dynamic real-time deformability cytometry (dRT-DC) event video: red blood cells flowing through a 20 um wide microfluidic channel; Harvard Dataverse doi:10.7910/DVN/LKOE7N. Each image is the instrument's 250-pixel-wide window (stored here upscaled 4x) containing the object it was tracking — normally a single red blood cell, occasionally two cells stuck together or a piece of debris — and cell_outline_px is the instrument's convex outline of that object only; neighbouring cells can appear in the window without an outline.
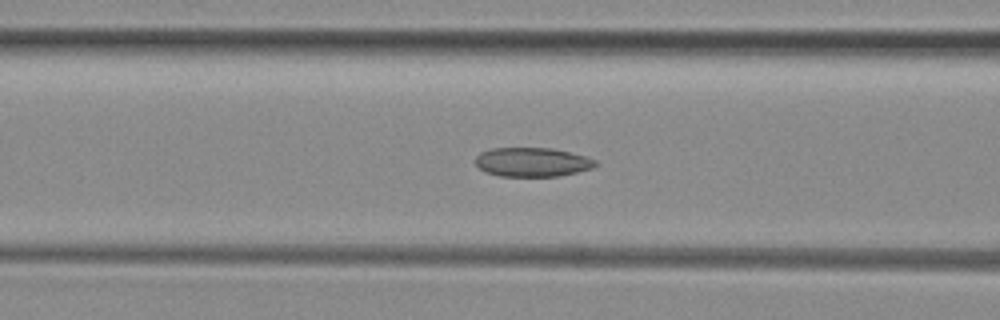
{"species": "common noctule bat (a hibernating species)", "species_latin": "Nyctalus noctula", "temperature_condition": "room temperature", "stored_images_in_passage": 31, "camera_frame_rate_fps": 3000, "um_per_image_px": 0.085, "animal": {"sex": "female", "body_mass_g": 29.2, "forearm_length_mm": 56.3}, "frame": {"image": 1, "passage_image": 10, "time_ms": 3.0, "image_size_px": [1000, 320], "cell_outline_px": [[596, 164], [592, 168], [560, 176], [500, 176], [484, 172], [476, 164], [476, 156], [480, 152], [492, 148], [552, 148], [584, 156], [596, 160]], "centroid_in_image_um": [45.21, 13.78], "position_along_channel_um": 121.4, "area_um2": 20.23}}
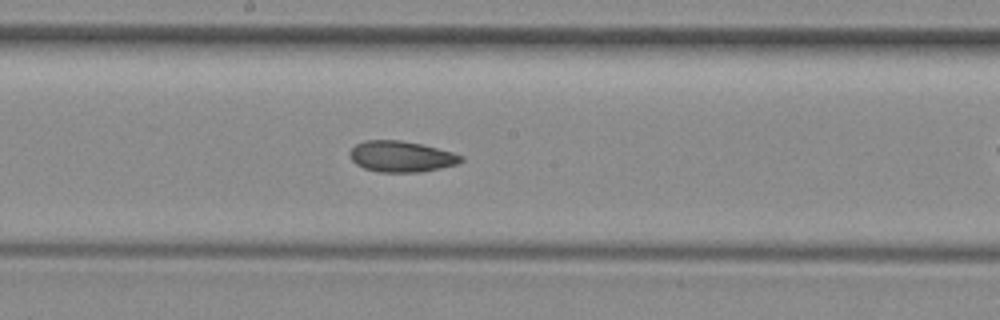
{"frame": {"image": 2, "passage_image": 17, "time_ms": 5.333, "image_size_px": [1000, 320], "cell_outline_px": [[464, 160], [456, 164], [440, 168], [420, 172], [380, 172], [364, 168], [356, 164], [352, 160], [348, 152], [356, 144], [364, 140], [400, 140], [420, 144], [452, 152], [464, 156]], "centroid_in_image_um": [34.09, 13.3], "position_along_channel_um": 214.1, "area_um2": 20.0}}
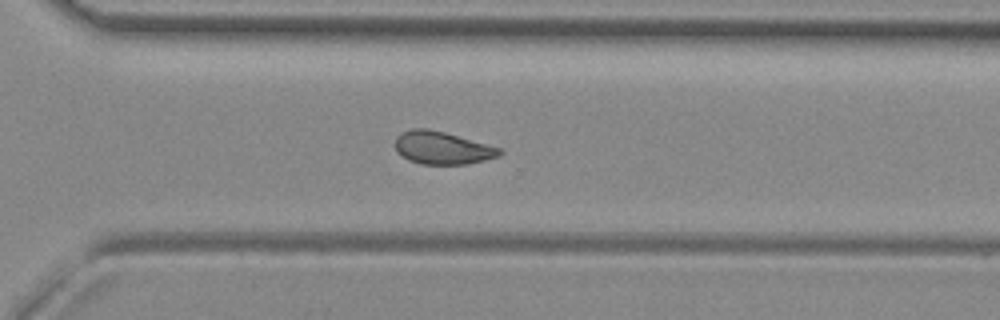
{"frame": {"image": 3, "passage_image": 26, "time_ms": 8.333, "image_size_px": [1000, 320], "cell_outline_px": [[504, 152], [500, 156], [468, 164], [420, 164], [408, 160], [396, 152], [396, 136], [400, 132], [412, 128], [428, 128], [444, 132], [500, 148]], "centroid_in_image_um": [37.56, 12.57], "position_along_channel_um": 333.0, "area_um2": 19.94}}